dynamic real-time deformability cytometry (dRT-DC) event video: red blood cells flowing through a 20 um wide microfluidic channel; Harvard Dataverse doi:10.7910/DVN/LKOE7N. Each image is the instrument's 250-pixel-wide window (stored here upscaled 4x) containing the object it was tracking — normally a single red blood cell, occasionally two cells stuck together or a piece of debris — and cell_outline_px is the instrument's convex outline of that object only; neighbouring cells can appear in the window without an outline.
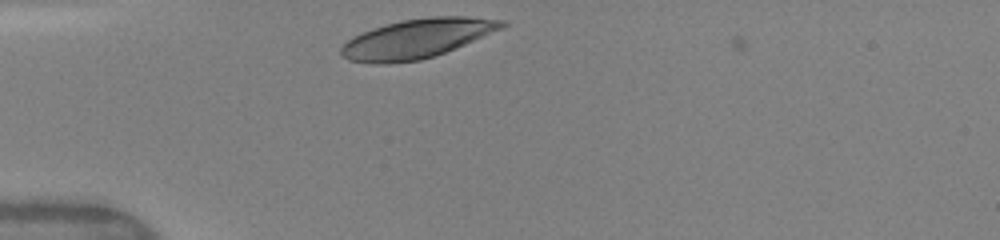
{"species": "human", "species_latin": "Homo sapiens", "temperature_condition": "warm", "stored_images_in_passage": 4, "camera_frame_rate_fps": 3000, "um_per_image_px": 0.085, "donor": {"sex": "female"}, "frame": {"image": 1, "passage_image": 1, "time_ms": 0.0, "image_size_px": [1000, 240], "cell_outline_px": [[508, 24], [504, 28], [444, 52], [420, 60], [384, 64], [376, 64], [348, 60], [340, 52], [340, 48], [352, 36], [372, 28], [400, 20], [428, 16], [468, 16], [504, 20]], "centroid_in_image_um": [35.44, 3.26], "position_along_channel_um": 49.6, "area_um2": 36.7}}